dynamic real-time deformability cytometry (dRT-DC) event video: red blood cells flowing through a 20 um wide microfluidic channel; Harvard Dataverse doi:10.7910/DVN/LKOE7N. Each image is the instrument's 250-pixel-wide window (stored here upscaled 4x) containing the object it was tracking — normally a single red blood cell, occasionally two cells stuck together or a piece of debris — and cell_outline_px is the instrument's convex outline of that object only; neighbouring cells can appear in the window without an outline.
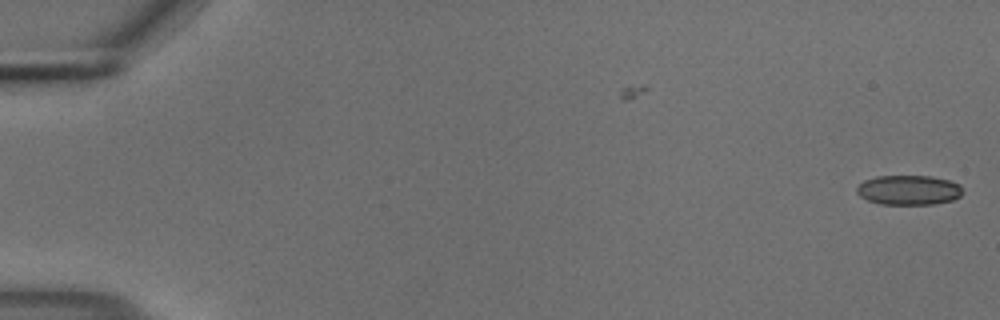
{"species": "common noctule bat (a hibernating species)", "species_latin": "Nyctalus noctula", "temperature_condition": "cold", "stored_images_in_passage": 55, "camera_frame_rate_fps": 3000, "um_per_image_px": 0.085, "animal": {"sex": "male", "body_mass_g": 18.8}, "frame": {"image": 1, "passage_image": 1, "time_ms": 0.0, "image_size_px": [1000, 320], "cell_outline_px": [[964, 192], [960, 196], [952, 200], [932, 204], [880, 204], [868, 200], [860, 196], [856, 192], [856, 188], [864, 180], [876, 176], [932, 176], [948, 180], [960, 184]], "centroid_in_image_um": [77.25, 16.15], "position_along_channel_um": 7.8, "area_um2": 18.38}}
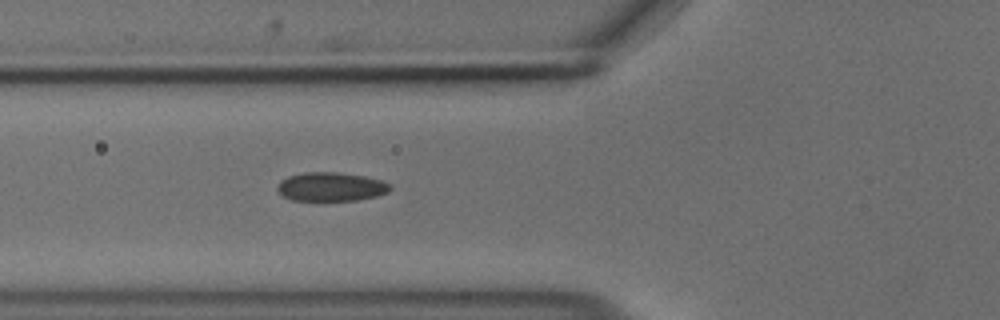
{"frame": {"image": 2, "passage_image": 21, "time_ms": 6.667, "image_size_px": [1000, 320], "cell_outline_px": [[392, 188], [388, 192], [376, 196], [356, 200], [292, 200], [284, 196], [276, 188], [280, 180], [288, 176], [304, 172], [340, 172], [364, 176], [384, 180]], "centroid_in_image_um": [28.14, 15.86], "position_along_channel_um": 97.7, "area_um2": 18.96}}
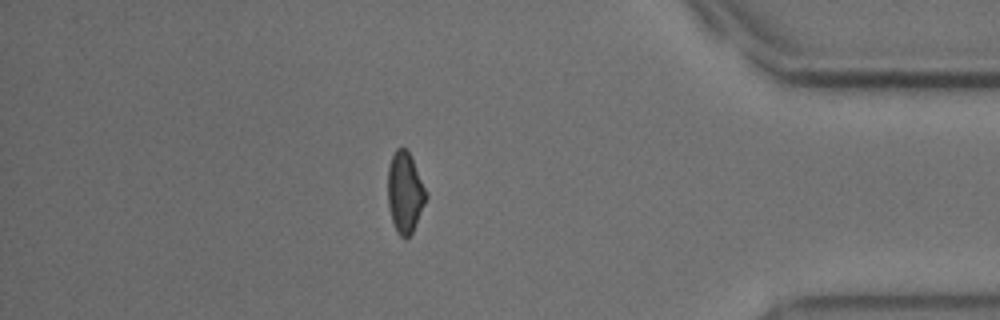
{"frame": {"image": 3, "passage_image": 48, "time_ms": 15.667, "image_size_px": [1000, 320], "cell_outline_px": [[428, 196], [412, 232], [404, 240], [396, 232], [392, 220], [388, 204], [388, 168], [392, 156], [396, 148], [404, 148], [408, 152], [428, 192]], "centroid_in_image_um": [34.42, 16.38], "position_along_channel_um": 400.8, "area_um2": 17.86}, "authors_computed_cell_mechanics": {"area_um2": 18.9584, "velocity_mm_per_s": 3.6975, "shape_relaxation_time_tau1_ms": 4.9419, "shape_relaxation_time_tau2_ms": 2.7636, "deformation_change_tau1": 0.0965, "deformation_change_tau2": 0.0682}}